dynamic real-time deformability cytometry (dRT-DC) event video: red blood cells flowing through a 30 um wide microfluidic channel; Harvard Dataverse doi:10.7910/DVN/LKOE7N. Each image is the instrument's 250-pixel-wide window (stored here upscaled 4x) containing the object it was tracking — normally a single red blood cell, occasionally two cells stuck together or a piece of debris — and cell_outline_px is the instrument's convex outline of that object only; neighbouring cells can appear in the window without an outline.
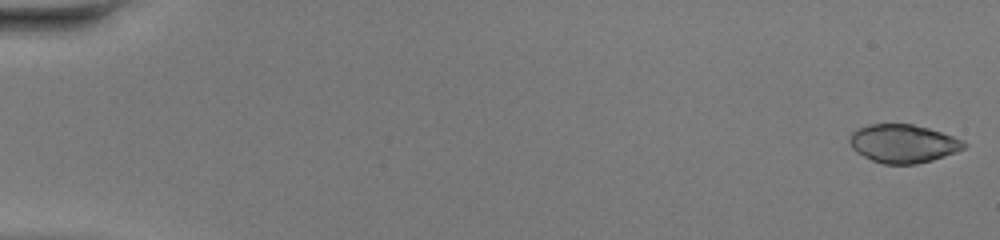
{"species": "common noctule bat (a hibernating species)", "species_latin": "Nyctalus noctula", "temperature_condition": "warm", "stored_images_in_passage": 48, "camera_frame_rate_fps": 3000, "um_per_image_px": 0.085, "animal": {"sex": "female", "body_mass_g": 20.0, "forearm_length_mm": 54.0}, "frame": {"image": 1, "passage_image": 1, "time_ms": 0.0, "image_size_px": [1000, 240], "cell_outline_px": [[968, 144], [964, 148], [956, 152], [932, 160], [916, 164], [884, 164], [872, 160], [856, 152], [852, 148], [848, 140], [848, 136], [856, 128], [868, 124], [912, 124], [928, 128], [964, 140]], "centroid_in_image_um": [76.74, 12.2], "position_along_channel_um": 8.3, "area_um2": 25.66}}
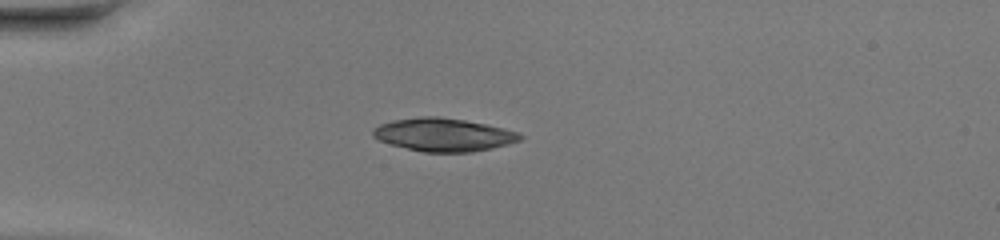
{"frame": {"image": 2, "passage_image": 14, "time_ms": 4.333, "image_size_px": [1000, 240], "cell_outline_px": [[524, 136], [520, 140], [508, 144], [492, 148], [472, 152], [424, 152], [376, 140], [372, 136], [372, 128], [380, 124], [392, 120], [420, 116], [440, 116], [464, 120], [504, 128], [520, 132]], "centroid_in_image_um": [37.69, 11.44], "position_along_channel_um": 47.3, "area_um2": 28.5}}